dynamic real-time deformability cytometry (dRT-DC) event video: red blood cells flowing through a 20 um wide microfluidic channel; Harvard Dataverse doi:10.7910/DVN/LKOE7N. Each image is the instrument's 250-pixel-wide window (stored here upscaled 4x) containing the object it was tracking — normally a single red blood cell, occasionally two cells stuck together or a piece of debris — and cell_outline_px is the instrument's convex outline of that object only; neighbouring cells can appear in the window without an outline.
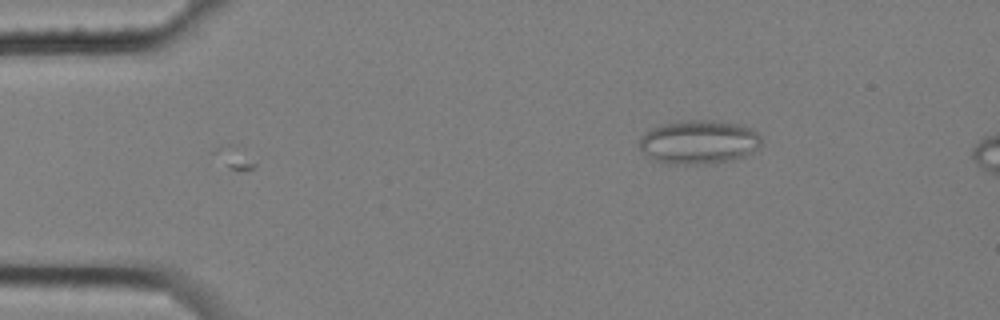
{"species": "common noctule bat (a hibernating species)", "species_latin": "Nyctalus noctula", "temperature_condition": "cold", "stored_images_in_passage": 2, "camera_frame_rate_fps": 3000, "um_per_image_px": 0.085, "animal": {"sex": "female", "body_mass_g": 25.1}, "frame": {"image": 1, "passage_image": 2, "time_ms": 0.333, "image_size_px": [1000, 320], "cell_outline_px": [[760, 144], [752, 152], [744, 156], [732, 160], [716, 164], [676, 164], [656, 160], [644, 152], [640, 148], [640, 140], [644, 132], [652, 128], [664, 124], [680, 120], [720, 120], [740, 124], [752, 128], [760, 136]], "centroid_in_image_um": [59.44, 12.06], "position_along_channel_um": 25.6, "area_um2": 31.21}}